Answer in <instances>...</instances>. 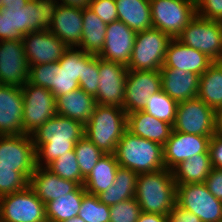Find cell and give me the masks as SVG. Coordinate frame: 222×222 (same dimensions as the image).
I'll return each mask as SVG.
<instances>
[{
  "label": "cell",
  "mask_w": 222,
  "mask_h": 222,
  "mask_svg": "<svg viewBox=\"0 0 222 222\" xmlns=\"http://www.w3.org/2000/svg\"><path fill=\"white\" fill-rule=\"evenodd\" d=\"M197 16L222 21V0H196Z\"/></svg>",
  "instance_id": "7bdbcfd3"
},
{
  "label": "cell",
  "mask_w": 222,
  "mask_h": 222,
  "mask_svg": "<svg viewBox=\"0 0 222 222\" xmlns=\"http://www.w3.org/2000/svg\"><path fill=\"white\" fill-rule=\"evenodd\" d=\"M172 38L159 29L136 32L128 70H160Z\"/></svg>",
  "instance_id": "ba28073f"
},
{
  "label": "cell",
  "mask_w": 222,
  "mask_h": 222,
  "mask_svg": "<svg viewBox=\"0 0 222 222\" xmlns=\"http://www.w3.org/2000/svg\"><path fill=\"white\" fill-rule=\"evenodd\" d=\"M97 103L93 95L82 88L56 98V114L76 120L85 125L93 114Z\"/></svg>",
  "instance_id": "4316f807"
},
{
  "label": "cell",
  "mask_w": 222,
  "mask_h": 222,
  "mask_svg": "<svg viewBox=\"0 0 222 222\" xmlns=\"http://www.w3.org/2000/svg\"><path fill=\"white\" fill-rule=\"evenodd\" d=\"M2 222H47L45 204L28 186L0 197Z\"/></svg>",
  "instance_id": "4fadbf2b"
},
{
  "label": "cell",
  "mask_w": 222,
  "mask_h": 222,
  "mask_svg": "<svg viewBox=\"0 0 222 222\" xmlns=\"http://www.w3.org/2000/svg\"><path fill=\"white\" fill-rule=\"evenodd\" d=\"M213 62L206 54L184 45L177 39H172L168 45L163 66L201 76Z\"/></svg>",
  "instance_id": "7402d4cb"
},
{
  "label": "cell",
  "mask_w": 222,
  "mask_h": 222,
  "mask_svg": "<svg viewBox=\"0 0 222 222\" xmlns=\"http://www.w3.org/2000/svg\"><path fill=\"white\" fill-rule=\"evenodd\" d=\"M176 188L173 172L166 168L137 176L134 198L141 211L168 216L176 205Z\"/></svg>",
  "instance_id": "277c9868"
},
{
  "label": "cell",
  "mask_w": 222,
  "mask_h": 222,
  "mask_svg": "<svg viewBox=\"0 0 222 222\" xmlns=\"http://www.w3.org/2000/svg\"><path fill=\"white\" fill-rule=\"evenodd\" d=\"M74 152L78 161L82 177L85 179L102 158L104 153L97 148L86 136H83L76 144Z\"/></svg>",
  "instance_id": "d590c367"
},
{
  "label": "cell",
  "mask_w": 222,
  "mask_h": 222,
  "mask_svg": "<svg viewBox=\"0 0 222 222\" xmlns=\"http://www.w3.org/2000/svg\"><path fill=\"white\" fill-rule=\"evenodd\" d=\"M177 107L178 102L173 100L163 90H160L148 97L146 106L142 111L173 126L176 119Z\"/></svg>",
  "instance_id": "e575fe53"
},
{
  "label": "cell",
  "mask_w": 222,
  "mask_h": 222,
  "mask_svg": "<svg viewBox=\"0 0 222 222\" xmlns=\"http://www.w3.org/2000/svg\"><path fill=\"white\" fill-rule=\"evenodd\" d=\"M120 167L137 174L153 173L165 168L163 146L132 134L126 130L119 140L115 153Z\"/></svg>",
  "instance_id": "8992f818"
},
{
  "label": "cell",
  "mask_w": 222,
  "mask_h": 222,
  "mask_svg": "<svg viewBox=\"0 0 222 222\" xmlns=\"http://www.w3.org/2000/svg\"><path fill=\"white\" fill-rule=\"evenodd\" d=\"M83 30V9L58 3L49 31L68 47L80 44Z\"/></svg>",
  "instance_id": "603a6c76"
},
{
  "label": "cell",
  "mask_w": 222,
  "mask_h": 222,
  "mask_svg": "<svg viewBox=\"0 0 222 222\" xmlns=\"http://www.w3.org/2000/svg\"><path fill=\"white\" fill-rule=\"evenodd\" d=\"M205 185L216 199L222 201V169L212 168L205 180Z\"/></svg>",
  "instance_id": "f6af8a7d"
},
{
  "label": "cell",
  "mask_w": 222,
  "mask_h": 222,
  "mask_svg": "<svg viewBox=\"0 0 222 222\" xmlns=\"http://www.w3.org/2000/svg\"><path fill=\"white\" fill-rule=\"evenodd\" d=\"M79 186L77 182L59 177L47 167L36 166L29 179V187L44 204L75 191Z\"/></svg>",
  "instance_id": "cb8c5ba5"
},
{
  "label": "cell",
  "mask_w": 222,
  "mask_h": 222,
  "mask_svg": "<svg viewBox=\"0 0 222 222\" xmlns=\"http://www.w3.org/2000/svg\"><path fill=\"white\" fill-rule=\"evenodd\" d=\"M212 170L209 153L196 154L184 160L173 170L176 185L190 183H205Z\"/></svg>",
  "instance_id": "d6a6232c"
},
{
  "label": "cell",
  "mask_w": 222,
  "mask_h": 222,
  "mask_svg": "<svg viewBox=\"0 0 222 222\" xmlns=\"http://www.w3.org/2000/svg\"><path fill=\"white\" fill-rule=\"evenodd\" d=\"M127 130L136 136L164 146L170 138L173 126L138 110L127 114Z\"/></svg>",
  "instance_id": "484cf974"
},
{
  "label": "cell",
  "mask_w": 222,
  "mask_h": 222,
  "mask_svg": "<svg viewBox=\"0 0 222 222\" xmlns=\"http://www.w3.org/2000/svg\"><path fill=\"white\" fill-rule=\"evenodd\" d=\"M57 0H29L21 7L0 9V41L21 39L31 31L49 30Z\"/></svg>",
  "instance_id": "3957f363"
},
{
  "label": "cell",
  "mask_w": 222,
  "mask_h": 222,
  "mask_svg": "<svg viewBox=\"0 0 222 222\" xmlns=\"http://www.w3.org/2000/svg\"><path fill=\"white\" fill-rule=\"evenodd\" d=\"M84 129V136L104 154H114L127 130V114L121 107L97 104Z\"/></svg>",
  "instance_id": "5b68a950"
},
{
  "label": "cell",
  "mask_w": 222,
  "mask_h": 222,
  "mask_svg": "<svg viewBox=\"0 0 222 222\" xmlns=\"http://www.w3.org/2000/svg\"><path fill=\"white\" fill-rule=\"evenodd\" d=\"M63 222H84V221L81 217L76 216V217H72L71 219H68L66 221H63Z\"/></svg>",
  "instance_id": "816d5d0a"
},
{
  "label": "cell",
  "mask_w": 222,
  "mask_h": 222,
  "mask_svg": "<svg viewBox=\"0 0 222 222\" xmlns=\"http://www.w3.org/2000/svg\"><path fill=\"white\" fill-rule=\"evenodd\" d=\"M21 87L0 84V135H23Z\"/></svg>",
  "instance_id": "44dd1931"
},
{
  "label": "cell",
  "mask_w": 222,
  "mask_h": 222,
  "mask_svg": "<svg viewBox=\"0 0 222 222\" xmlns=\"http://www.w3.org/2000/svg\"><path fill=\"white\" fill-rule=\"evenodd\" d=\"M209 155L212 168L222 169V136L215 133L209 141Z\"/></svg>",
  "instance_id": "ee69618b"
},
{
  "label": "cell",
  "mask_w": 222,
  "mask_h": 222,
  "mask_svg": "<svg viewBox=\"0 0 222 222\" xmlns=\"http://www.w3.org/2000/svg\"><path fill=\"white\" fill-rule=\"evenodd\" d=\"M168 222H202L199 217L188 210L182 209L175 205V207L168 214Z\"/></svg>",
  "instance_id": "bcb514c9"
},
{
  "label": "cell",
  "mask_w": 222,
  "mask_h": 222,
  "mask_svg": "<svg viewBox=\"0 0 222 222\" xmlns=\"http://www.w3.org/2000/svg\"><path fill=\"white\" fill-rule=\"evenodd\" d=\"M141 208L135 198L110 206V222H137Z\"/></svg>",
  "instance_id": "60d3db41"
},
{
  "label": "cell",
  "mask_w": 222,
  "mask_h": 222,
  "mask_svg": "<svg viewBox=\"0 0 222 222\" xmlns=\"http://www.w3.org/2000/svg\"><path fill=\"white\" fill-rule=\"evenodd\" d=\"M197 97L215 111L222 108V61H214L199 77Z\"/></svg>",
  "instance_id": "f546056e"
},
{
  "label": "cell",
  "mask_w": 222,
  "mask_h": 222,
  "mask_svg": "<svg viewBox=\"0 0 222 222\" xmlns=\"http://www.w3.org/2000/svg\"><path fill=\"white\" fill-rule=\"evenodd\" d=\"M21 89L24 102L22 127L24 133L30 135L56 115V98L49 89L35 86L28 81Z\"/></svg>",
  "instance_id": "7c38bea8"
},
{
  "label": "cell",
  "mask_w": 222,
  "mask_h": 222,
  "mask_svg": "<svg viewBox=\"0 0 222 222\" xmlns=\"http://www.w3.org/2000/svg\"><path fill=\"white\" fill-rule=\"evenodd\" d=\"M119 164L114 154H104L84 179L83 187L87 193L98 195L113 185Z\"/></svg>",
  "instance_id": "f1b7e54d"
},
{
  "label": "cell",
  "mask_w": 222,
  "mask_h": 222,
  "mask_svg": "<svg viewBox=\"0 0 222 222\" xmlns=\"http://www.w3.org/2000/svg\"><path fill=\"white\" fill-rule=\"evenodd\" d=\"M136 32L122 21L116 20L106 27L105 41L97 56L103 60L128 66L134 47Z\"/></svg>",
  "instance_id": "ffe728a7"
},
{
  "label": "cell",
  "mask_w": 222,
  "mask_h": 222,
  "mask_svg": "<svg viewBox=\"0 0 222 222\" xmlns=\"http://www.w3.org/2000/svg\"><path fill=\"white\" fill-rule=\"evenodd\" d=\"M137 222H168V216L157 213L141 212Z\"/></svg>",
  "instance_id": "7dc6e473"
},
{
  "label": "cell",
  "mask_w": 222,
  "mask_h": 222,
  "mask_svg": "<svg viewBox=\"0 0 222 222\" xmlns=\"http://www.w3.org/2000/svg\"><path fill=\"white\" fill-rule=\"evenodd\" d=\"M88 7L106 24L118 20L115 0H92Z\"/></svg>",
  "instance_id": "b9f144b4"
},
{
  "label": "cell",
  "mask_w": 222,
  "mask_h": 222,
  "mask_svg": "<svg viewBox=\"0 0 222 222\" xmlns=\"http://www.w3.org/2000/svg\"><path fill=\"white\" fill-rule=\"evenodd\" d=\"M107 24L89 7L83 9V30L77 46L86 53L98 54L104 45Z\"/></svg>",
  "instance_id": "1f68e13d"
},
{
  "label": "cell",
  "mask_w": 222,
  "mask_h": 222,
  "mask_svg": "<svg viewBox=\"0 0 222 222\" xmlns=\"http://www.w3.org/2000/svg\"><path fill=\"white\" fill-rule=\"evenodd\" d=\"M162 90L160 70H129L125 82L123 109L126 114L142 110L152 94Z\"/></svg>",
  "instance_id": "2e32d148"
},
{
  "label": "cell",
  "mask_w": 222,
  "mask_h": 222,
  "mask_svg": "<svg viewBox=\"0 0 222 222\" xmlns=\"http://www.w3.org/2000/svg\"><path fill=\"white\" fill-rule=\"evenodd\" d=\"M177 40L206 54L213 61H222V21L203 19L196 15Z\"/></svg>",
  "instance_id": "9c48e42d"
},
{
  "label": "cell",
  "mask_w": 222,
  "mask_h": 222,
  "mask_svg": "<svg viewBox=\"0 0 222 222\" xmlns=\"http://www.w3.org/2000/svg\"><path fill=\"white\" fill-rule=\"evenodd\" d=\"M86 190L79 186L75 191L62 195L45 204L47 222H63L78 216Z\"/></svg>",
  "instance_id": "836d02e7"
},
{
  "label": "cell",
  "mask_w": 222,
  "mask_h": 222,
  "mask_svg": "<svg viewBox=\"0 0 222 222\" xmlns=\"http://www.w3.org/2000/svg\"><path fill=\"white\" fill-rule=\"evenodd\" d=\"M29 180L15 167L0 165V197L26 189Z\"/></svg>",
  "instance_id": "f35d334b"
},
{
  "label": "cell",
  "mask_w": 222,
  "mask_h": 222,
  "mask_svg": "<svg viewBox=\"0 0 222 222\" xmlns=\"http://www.w3.org/2000/svg\"><path fill=\"white\" fill-rule=\"evenodd\" d=\"M153 28L177 39L196 17V0H150Z\"/></svg>",
  "instance_id": "52a82bcc"
},
{
  "label": "cell",
  "mask_w": 222,
  "mask_h": 222,
  "mask_svg": "<svg viewBox=\"0 0 222 222\" xmlns=\"http://www.w3.org/2000/svg\"><path fill=\"white\" fill-rule=\"evenodd\" d=\"M216 133L222 136V108L216 111Z\"/></svg>",
  "instance_id": "681fc988"
},
{
  "label": "cell",
  "mask_w": 222,
  "mask_h": 222,
  "mask_svg": "<svg viewBox=\"0 0 222 222\" xmlns=\"http://www.w3.org/2000/svg\"><path fill=\"white\" fill-rule=\"evenodd\" d=\"M99 84L95 96L99 105L123 108L127 66L98 57Z\"/></svg>",
  "instance_id": "9a60e30c"
},
{
  "label": "cell",
  "mask_w": 222,
  "mask_h": 222,
  "mask_svg": "<svg viewBox=\"0 0 222 222\" xmlns=\"http://www.w3.org/2000/svg\"><path fill=\"white\" fill-rule=\"evenodd\" d=\"M138 174L128 168L118 167L112 186L97 195L100 202L107 206L134 198Z\"/></svg>",
  "instance_id": "4dcf8cb0"
},
{
  "label": "cell",
  "mask_w": 222,
  "mask_h": 222,
  "mask_svg": "<svg viewBox=\"0 0 222 222\" xmlns=\"http://www.w3.org/2000/svg\"><path fill=\"white\" fill-rule=\"evenodd\" d=\"M29 64L21 39L0 41V84L22 87L29 79Z\"/></svg>",
  "instance_id": "e0dca14e"
},
{
  "label": "cell",
  "mask_w": 222,
  "mask_h": 222,
  "mask_svg": "<svg viewBox=\"0 0 222 222\" xmlns=\"http://www.w3.org/2000/svg\"><path fill=\"white\" fill-rule=\"evenodd\" d=\"M58 3L71 6V7H77V8H87L92 0H57Z\"/></svg>",
  "instance_id": "c3c4849f"
},
{
  "label": "cell",
  "mask_w": 222,
  "mask_h": 222,
  "mask_svg": "<svg viewBox=\"0 0 222 222\" xmlns=\"http://www.w3.org/2000/svg\"><path fill=\"white\" fill-rule=\"evenodd\" d=\"M29 0H6L4 7H21L23 8Z\"/></svg>",
  "instance_id": "f907efd6"
},
{
  "label": "cell",
  "mask_w": 222,
  "mask_h": 222,
  "mask_svg": "<svg viewBox=\"0 0 222 222\" xmlns=\"http://www.w3.org/2000/svg\"><path fill=\"white\" fill-rule=\"evenodd\" d=\"M91 54L78 47H69L59 62L30 66L28 82L49 89L55 98L66 95L79 88L83 62Z\"/></svg>",
  "instance_id": "7a4b0ae2"
},
{
  "label": "cell",
  "mask_w": 222,
  "mask_h": 222,
  "mask_svg": "<svg viewBox=\"0 0 222 222\" xmlns=\"http://www.w3.org/2000/svg\"><path fill=\"white\" fill-rule=\"evenodd\" d=\"M21 41L29 66L59 62L69 48L49 30L31 31Z\"/></svg>",
  "instance_id": "ac0fdd59"
},
{
  "label": "cell",
  "mask_w": 222,
  "mask_h": 222,
  "mask_svg": "<svg viewBox=\"0 0 222 222\" xmlns=\"http://www.w3.org/2000/svg\"><path fill=\"white\" fill-rule=\"evenodd\" d=\"M212 136L192 135L172 131L163 146L165 168L173 170L177 165L196 154L209 153V141Z\"/></svg>",
  "instance_id": "d6986e66"
},
{
  "label": "cell",
  "mask_w": 222,
  "mask_h": 222,
  "mask_svg": "<svg viewBox=\"0 0 222 222\" xmlns=\"http://www.w3.org/2000/svg\"><path fill=\"white\" fill-rule=\"evenodd\" d=\"M84 133V125L79 121L58 114L51 117L30 134L36 152V166L47 167L59 156L73 151Z\"/></svg>",
  "instance_id": "6da1fadb"
},
{
  "label": "cell",
  "mask_w": 222,
  "mask_h": 222,
  "mask_svg": "<svg viewBox=\"0 0 222 222\" xmlns=\"http://www.w3.org/2000/svg\"><path fill=\"white\" fill-rule=\"evenodd\" d=\"M78 216L84 222H110V206L100 202L96 195L86 192Z\"/></svg>",
  "instance_id": "74e56055"
},
{
  "label": "cell",
  "mask_w": 222,
  "mask_h": 222,
  "mask_svg": "<svg viewBox=\"0 0 222 222\" xmlns=\"http://www.w3.org/2000/svg\"><path fill=\"white\" fill-rule=\"evenodd\" d=\"M160 72L162 90L173 100L179 103L197 97L199 75L164 66Z\"/></svg>",
  "instance_id": "d4e9b609"
},
{
  "label": "cell",
  "mask_w": 222,
  "mask_h": 222,
  "mask_svg": "<svg viewBox=\"0 0 222 222\" xmlns=\"http://www.w3.org/2000/svg\"><path fill=\"white\" fill-rule=\"evenodd\" d=\"M173 130L213 136L216 133V111L198 97L179 102Z\"/></svg>",
  "instance_id": "8fae6325"
},
{
  "label": "cell",
  "mask_w": 222,
  "mask_h": 222,
  "mask_svg": "<svg viewBox=\"0 0 222 222\" xmlns=\"http://www.w3.org/2000/svg\"><path fill=\"white\" fill-rule=\"evenodd\" d=\"M0 165L15 167L28 180L36 169V152L31 135H0Z\"/></svg>",
  "instance_id": "5bb4252c"
},
{
  "label": "cell",
  "mask_w": 222,
  "mask_h": 222,
  "mask_svg": "<svg viewBox=\"0 0 222 222\" xmlns=\"http://www.w3.org/2000/svg\"><path fill=\"white\" fill-rule=\"evenodd\" d=\"M47 168L63 179L77 182L80 186L84 184L74 150L59 156Z\"/></svg>",
  "instance_id": "8d00e7d4"
},
{
  "label": "cell",
  "mask_w": 222,
  "mask_h": 222,
  "mask_svg": "<svg viewBox=\"0 0 222 222\" xmlns=\"http://www.w3.org/2000/svg\"><path fill=\"white\" fill-rule=\"evenodd\" d=\"M176 205L195 214L202 222L222 221V201L209 192L205 183L177 185Z\"/></svg>",
  "instance_id": "30bf717a"
},
{
  "label": "cell",
  "mask_w": 222,
  "mask_h": 222,
  "mask_svg": "<svg viewBox=\"0 0 222 222\" xmlns=\"http://www.w3.org/2000/svg\"><path fill=\"white\" fill-rule=\"evenodd\" d=\"M118 20L135 32L153 28L150 0H115Z\"/></svg>",
  "instance_id": "83f0119b"
},
{
  "label": "cell",
  "mask_w": 222,
  "mask_h": 222,
  "mask_svg": "<svg viewBox=\"0 0 222 222\" xmlns=\"http://www.w3.org/2000/svg\"><path fill=\"white\" fill-rule=\"evenodd\" d=\"M98 84V56L96 54H91L83 62L82 77H79V88H82L86 93L95 97L97 94Z\"/></svg>",
  "instance_id": "ab89813d"
},
{
  "label": "cell",
  "mask_w": 222,
  "mask_h": 222,
  "mask_svg": "<svg viewBox=\"0 0 222 222\" xmlns=\"http://www.w3.org/2000/svg\"><path fill=\"white\" fill-rule=\"evenodd\" d=\"M5 5H6V0H0V9H3Z\"/></svg>",
  "instance_id": "f5cc1de1"
}]
</instances>
